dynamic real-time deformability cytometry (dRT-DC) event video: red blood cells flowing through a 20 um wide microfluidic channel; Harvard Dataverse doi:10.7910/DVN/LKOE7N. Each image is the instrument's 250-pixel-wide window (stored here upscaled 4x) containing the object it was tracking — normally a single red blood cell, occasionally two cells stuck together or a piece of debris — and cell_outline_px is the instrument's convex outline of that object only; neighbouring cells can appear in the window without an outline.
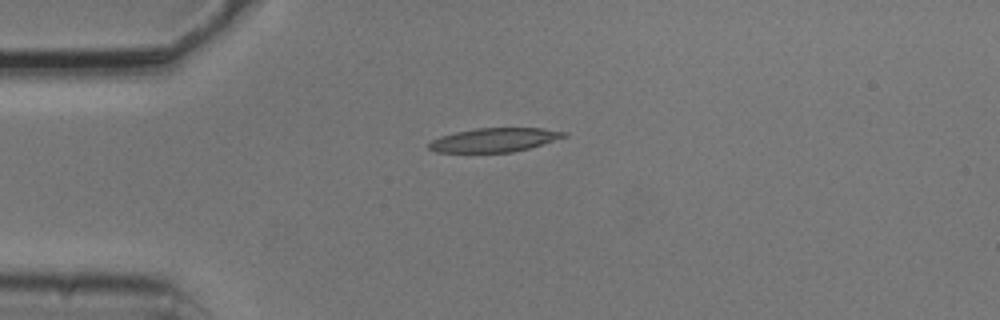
{"species": "common noctule bat (a hibernating species)", "species_latin": "Nyctalus noctula", "temperature_condition": "cold", "stored_images_in_passage": 5, "camera_frame_rate_fps": 3000, "um_per_image_px": 0.085, "animal": {"sex": "male", "body_mass_g": 20.5, "forearm_length_mm": 52.5}, "frame": {"image": 1, "passage_image": 3, "time_ms": 0.667, "image_size_px": [1000, 320], "cell_outline_px": [[568, 136], [528, 148], [512, 152], [436, 152], [428, 148], [428, 144], [432, 140], [440, 136], [456, 132], [476, 128], [544, 128], [568, 132]], "centroid_in_image_um": [42.03, 11.89], "position_along_channel_um": 43.0, "area_um2": 18.73}}
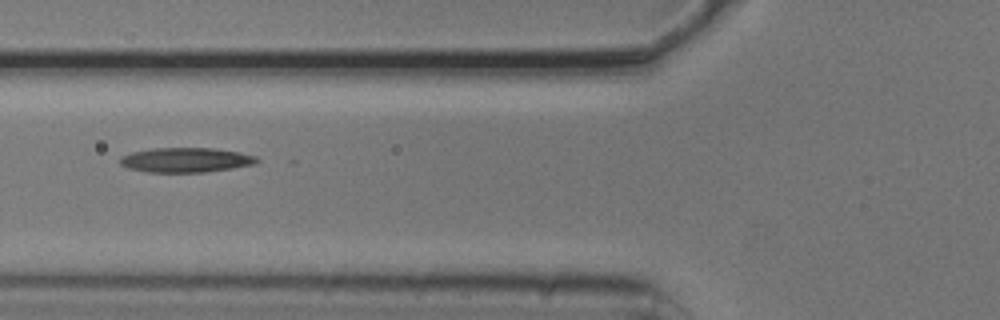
{"frame": {"image": 2, "passage_image": 5, "time_ms": 1.333, "image_size_px": [1000, 320], "cell_outline_px": [[260, 160], [256, 164], [232, 168], [204, 172], [148, 172], [128, 168], [120, 164], [120, 156], [132, 152], [152, 148], [216, 148], [240, 152], [256, 156]], "centroid_in_image_um": [15.81, 13.59], "position_along_channel_um": 110.0, "area_um2": 19.77}}